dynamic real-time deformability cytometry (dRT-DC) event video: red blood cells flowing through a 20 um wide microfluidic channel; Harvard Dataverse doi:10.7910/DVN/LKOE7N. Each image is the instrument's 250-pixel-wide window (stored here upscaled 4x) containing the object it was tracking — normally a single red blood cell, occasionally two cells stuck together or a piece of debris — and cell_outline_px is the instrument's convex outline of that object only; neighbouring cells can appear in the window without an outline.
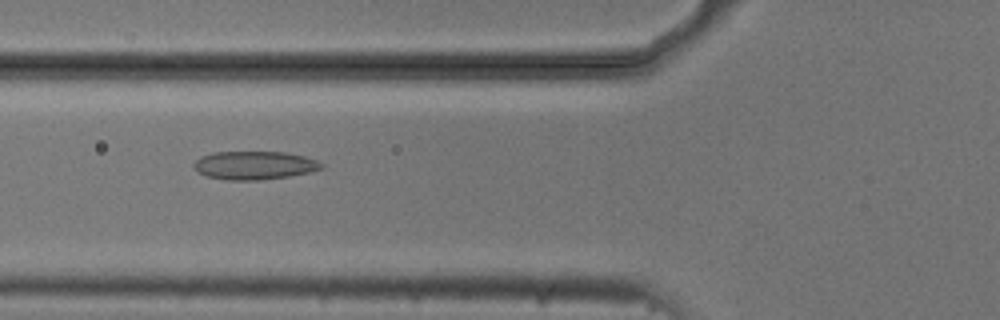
{"species": "common noctule bat (a hibernating species)", "species_latin": "Nyctalus noctula", "temperature_condition": "cold", "stored_images_in_passage": 7, "camera_frame_rate_fps": 3000, "um_per_image_px": 0.085, "animal": {"sex": "male", "body_mass_g": 20.5, "forearm_length_mm": 52.5}, "frame": {"image": 1, "passage_image": 3, "time_ms": 0.667, "image_size_px": [1000, 320], "cell_outline_px": [[324, 168], [312, 172], [288, 176], [260, 180], [228, 180], [204, 176], [192, 164], [200, 156], [212, 152], [284, 152], [304, 156], [316, 160], [324, 164]], "centroid_in_image_um": [21.64, 14.05], "position_along_channel_um": 104.2, "area_um2": 21.15}}
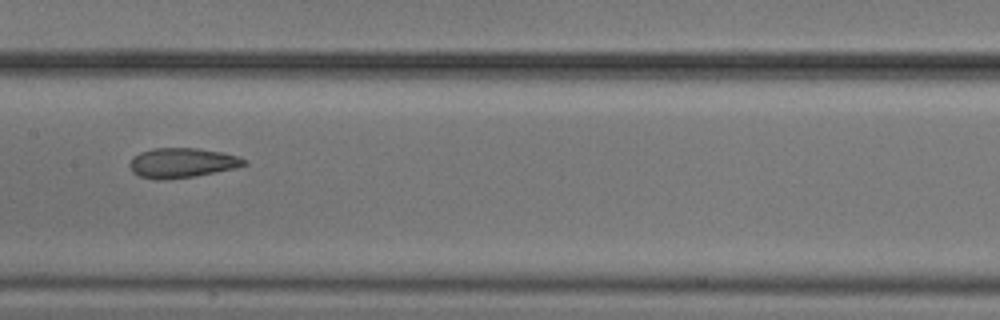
{"frame": {"image": 2, "passage_image": 5, "time_ms": 1.333, "image_size_px": [1000, 320], "cell_outline_px": [[248, 164], [236, 168], [196, 176], [164, 180], [156, 180], [140, 176], [132, 172], [128, 164], [132, 156], [140, 152], [152, 148], [196, 148], [220, 152], [240, 156], [248, 160]], "centroid_in_image_um": [15.47, 13.84], "position_along_channel_um": 191.9, "area_um2": 20.17}}
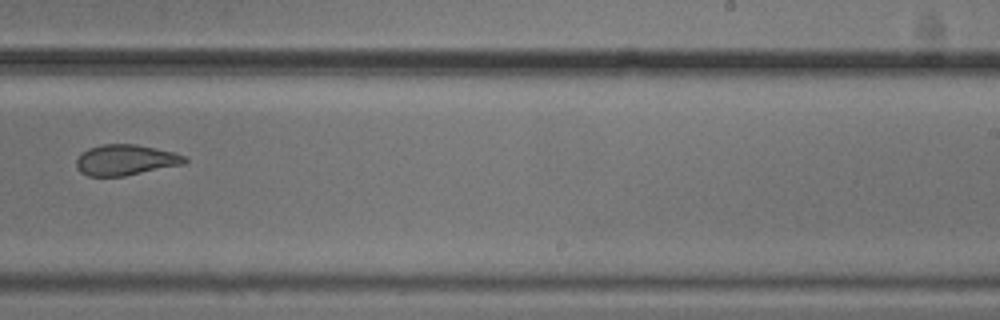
{"frame": {"image": 3, "passage_image": 7, "time_ms": 2.0, "image_size_px": [1000, 320], "cell_outline_px": [[188, 160], [184, 164], [124, 176], [88, 176], [80, 172], [76, 168], [76, 160], [88, 148], [104, 144], [136, 144], [172, 152], [184, 156]], "centroid_in_image_um": [10.65, 13.6], "position_along_channel_um": 278.3, "area_um2": 19.19}}